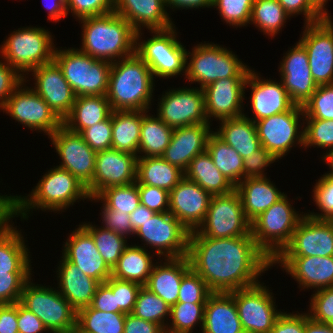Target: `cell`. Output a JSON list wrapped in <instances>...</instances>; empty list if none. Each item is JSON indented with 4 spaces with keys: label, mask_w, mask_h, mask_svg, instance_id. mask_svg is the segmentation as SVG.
I'll return each instance as SVG.
<instances>
[{
    "label": "cell",
    "mask_w": 333,
    "mask_h": 333,
    "mask_svg": "<svg viewBox=\"0 0 333 333\" xmlns=\"http://www.w3.org/2000/svg\"><path fill=\"white\" fill-rule=\"evenodd\" d=\"M325 155H322V160H324L323 162H326V164H328L329 168L331 169L327 174H333V148L329 151H326V153H324Z\"/></svg>",
    "instance_id": "75"
},
{
    "label": "cell",
    "mask_w": 333,
    "mask_h": 333,
    "mask_svg": "<svg viewBox=\"0 0 333 333\" xmlns=\"http://www.w3.org/2000/svg\"><path fill=\"white\" fill-rule=\"evenodd\" d=\"M148 112L142 111L138 157L162 156L170 143L174 129L166 125L158 116L146 114Z\"/></svg>",
    "instance_id": "41"
},
{
    "label": "cell",
    "mask_w": 333,
    "mask_h": 333,
    "mask_svg": "<svg viewBox=\"0 0 333 333\" xmlns=\"http://www.w3.org/2000/svg\"><path fill=\"white\" fill-rule=\"evenodd\" d=\"M220 124L214 133L242 158L250 156L261 147L256 124L246 114L221 120Z\"/></svg>",
    "instance_id": "34"
},
{
    "label": "cell",
    "mask_w": 333,
    "mask_h": 333,
    "mask_svg": "<svg viewBox=\"0 0 333 333\" xmlns=\"http://www.w3.org/2000/svg\"><path fill=\"white\" fill-rule=\"evenodd\" d=\"M313 201L321 213L307 214L315 219L331 220L333 218V174H323L313 189Z\"/></svg>",
    "instance_id": "53"
},
{
    "label": "cell",
    "mask_w": 333,
    "mask_h": 333,
    "mask_svg": "<svg viewBox=\"0 0 333 333\" xmlns=\"http://www.w3.org/2000/svg\"><path fill=\"white\" fill-rule=\"evenodd\" d=\"M12 195H0V231L14 218V200Z\"/></svg>",
    "instance_id": "69"
},
{
    "label": "cell",
    "mask_w": 333,
    "mask_h": 333,
    "mask_svg": "<svg viewBox=\"0 0 333 333\" xmlns=\"http://www.w3.org/2000/svg\"><path fill=\"white\" fill-rule=\"evenodd\" d=\"M154 211L147 208L145 205L140 204L131 214H130V224L134 232L143 225V223L154 215Z\"/></svg>",
    "instance_id": "72"
},
{
    "label": "cell",
    "mask_w": 333,
    "mask_h": 333,
    "mask_svg": "<svg viewBox=\"0 0 333 333\" xmlns=\"http://www.w3.org/2000/svg\"><path fill=\"white\" fill-rule=\"evenodd\" d=\"M51 2H49L50 5L49 3L47 4V2H43L44 7L49 11L47 16L48 20L57 22L60 21L61 18L67 16V0H53Z\"/></svg>",
    "instance_id": "71"
},
{
    "label": "cell",
    "mask_w": 333,
    "mask_h": 333,
    "mask_svg": "<svg viewBox=\"0 0 333 333\" xmlns=\"http://www.w3.org/2000/svg\"><path fill=\"white\" fill-rule=\"evenodd\" d=\"M52 37L50 31L41 27L18 28L0 45V58L16 69L26 81V75L33 69L54 59L56 47Z\"/></svg>",
    "instance_id": "6"
},
{
    "label": "cell",
    "mask_w": 333,
    "mask_h": 333,
    "mask_svg": "<svg viewBox=\"0 0 333 333\" xmlns=\"http://www.w3.org/2000/svg\"><path fill=\"white\" fill-rule=\"evenodd\" d=\"M204 308L205 304L194 303H176L171 306L169 322L172 320V323H167L165 333H192L198 324L203 328Z\"/></svg>",
    "instance_id": "48"
},
{
    "label": "cell",
    "mask_w": 333,
    "mask_h": 333,
    "mask_svg": "<svg viewBox=\"0 0 333 333\" xmlns=\"http://www.w3.org/2000/svg\"><path fill=\"white\" fill-rule=\"evenodd\" d=\"M31 275V273H0V304L19 302L23 287Z\"/></svg>",
    "instance_id": "55"
},
{
    "label": "cell",
    "mask_w": 333,
    "mask_h": 333,
    "mask_svg": "<svg viewBox=\"0 0 333 333\" xmlns=\"http://www.w3.org/2000/svg\"><path fill=\"white\" fill-rule=\"evenodd\" d=\"M302 108L304 118L333 120V84L318 86Z\"/></svg>",
    "instance_id": "49"
},
{
    "label": "cell",
    "mask_w": 333,
    "mask_h": 333,
    "mask_svg": "<svg viewBox=\"0 0 333 333\" xmlns=\"http://www.w3.org/2000/svg\"><path fill=\"white\" fill-rule=\"evenodd\" d=\"M211 293L202 277L190 269L182 278L177 303L205 304Z\"/></svg>",
    "instance_id": "52"
},
{
    "label": "cell",
    "mask_w": 333,
    "mask_h": 333,
    "mask_svg": "<svg viewBox=\"0 0 333 333\" xmlns=\"http://www.w3.org/2000/svg\"><path fill=\"white\" fill-rule=\"evenodd\" d=\"M251 87L250 104L253 122L290 110L295 103L290 99L282 81L261 79L258 73L250 70L245 88Z\"/></svg>",
    "instance_id": "26"
},
{
    "label": "cell",
    "mask_w": 333,
    "mask_h": 333,
    "mask_svg": "<svg viewBox=\"0 0 333 333\" xmlns=\"http://www.w3.org/2000/svg\"><path fill=\"white\" fill-rule=\"evenodd\" d=\"M90 306L93 309L107 313H124L119 306H117L116 294H113L111 288L105 282L98 285Z\"/></svg>",
    "instance_id": "65"
},
{
    "label": "cell",
    "mask_w": 333,
    "mask_h": 333,
    "mask_svg": "<svg viewBox=\"0 0 333 333\" xmlns=\"http://www.w3.org/2000/svg\"><path fill=\"white\" fill-rule=\"evenodd\" d=\"M31 280L25 283L19 302L42 321L49 333L76 327L77 311L58 289L36 285Z\"/></svg>",
    "instance_id": "11"
},
{
    "label": "cell",
    "mask_w": 333,
    "mask_h": 333,
    "mask_svg": "<svg viewBox=\"0 0 333 333\" xmlns=\"http://www.w3.org/2000/svg\"><path fill=\"white\" fill-rule=\"evenodd\" d=\"M124 333H165V330L157 323L143 320L129 313L126 314L124 321Z\"/></svg>",
    "instance_id": "67"
},
{
    "label": "cell",
    "mask_w": 333,
    "mask_h": 333,
    "mask_svg": "<svg viewBox=\"0 0 333 333\" xmlns=\"http://www.w3.org/2000/svg\"><path fill=\"white\" fill-rule=\"evenodd\" d=\"M102 213H100L102 224L105 229L114 231L125 237L128 235H134V230L130 224V214L118 212L117 210H111L102 204Z\"/></svg>",
    "instance_id": "62"
},
{
    "label": "cell",
    "mask_w": 333,
    "mask_h": 333,
    "mask_svg": "<svg viewBox=\"0 0 333 333\" xmlns=\"http://www.w3.org/2000/svg\"><path fill=\"white\" fill-rule=\"evenodd\" d=\"M202 333H245L231 293L212 292L205 303Z\"/></svg>",
    "instance_id": "32"
},
{
    "label": "cell",
    "mask_w": 333,
    "mask_h": 333,
    "mask_svg": "<svg viewBox=\"0 0 333 333\" xmlns=\"http://www.w3.org/2000/svg\"><path fill=\"white\" fill-rule=\"evenodd\" d=\"M76 96L106 95L112 63L78 48L55 49L54 59Z\"/></svg>",
    "instance_id": "7"
},
{
    "label": "cell",
    "mask_w": 333,
    "mask_h": 333,
    "mask_svg": "<svg viewBox=\"0 0 333 333\" xmlns=\"http://www.w3.org/2000/svg\"><path fill=\"white\" fill-rule=\"evenodd\" d=\"M276 158L263 146L250 156L243 158V180L246 178L266 177L264 171Z\"/></svg>",
    "instance_id": "59"
},
{
    "label": "cell",
    "mask_w": 333,
    "mask_h": 333,
    "mask_svg": "<svg viewBox=\"0 0 333 333\" xmlns=\"http://www.w3.org/2000/svg\"><path fill=\"white\" fill-rule=\"evenodd\" d=\"M210 125L195 124L175 128L161 157L185 172L191 160L206 151L208 138L214 132Z\"/></svg>",
    "instance_id": "28"
},
{
    "label": "cell",
    "mask_w": 333,
    "mask_h": 333,
    "mask_svg": "<svg viewBox=\"0 0 333 333\" xmlns=\"http://www.w3.org/2000/svg\"><path fill=\"white\" fill-rule=\"evenodd\" d=\"M154 78L150 67L135 52L112 62L106 94L112 110L149 111Z\"/></svg>",
    "instance_id": "2"
},
{
    "label": "cell",
    "mask_w": 333,
    "mask_h": 333,
    "mask_svg": "<svg viewBox=\"0 0 333 333\" xmlns=\"http://www.w3.org/2000/svg\"><path fill=\"white\" fill-rule=\"evenodd\" d=\"M114 12L129 22L136 32L142 27L153 31L175 25L167 13L165 0H115Z\"/></svg>",
    "instance_id": "29"
},
{
    "label": "cell",
    "mask_w": 333,
    "mask_h": 333,
    "mask_svg": "<svg viewBox=\"0 0 333 333\" xmlns=\"http://www.w3.org/2000/svg\"><path fill=\"white\" fill-rule=\"evenodd\" d=\"M213 0H165L166 8L171 9H197V8H211Z\"/></svg>",
    "instance_id": "70"
},
{
    "label": "cell",
    "mask_w": 333,
    "mask_h": 333,
    "mask_svg": "<svg viewBox=\"0 0 333 333\" xmlns=\"http://www.w3.org/2000/svg\"><path fill=\"white\" fill-rule=\"evenodd\" d=\"M105 283L111 288L113 294H116L117 306L125 314L132 313L142 285L114 277H110Z\"/></svg>",
    "instance_id": "54"
},
{
    "label": "cell",
    "mask_w": 333,
    "mask_h": 333,
    "mask_svg": "<svg viewBox=\"0 0 333 333\" xmlns=\"http://www.w3.org/2000/svg\"><path fill=\"white\" fill-rule=\"evenodd\" d=\"M253 4L254 0H213L212 7L229 26L240 28L249 24Z\"/></svg>",
    "instance_id": "51"
},
{
    "label": "cell",
    "mask_w": 333,
    "mask_h": 333,
    "mask_svg": "<svg viewBox=\"0 0 333 333\" xmlns=\"http://www.w3.org/2000/svg\"><path fill=\"white\" fill-rule=\"evenodd\" d=\"M18 302L0 304V333H18Z\"/></svg>",
    "instance_id": "68"
},
{
    "label": "cell",
    "mask_w": 333,
    "mask_h": 333,
    "mask_svg": "<svg viewBox=\"0 0 333 333\" xmlns=\"http://www.w3.org/2000/svg\"><path fill=\"white\" fill-rule=\"evenodd\" d=\"M125 318V313H107L87 306L77 311L76 327L82 333H124Z\"/></svg>",
    "instance_id": "43"
},
{
    "label": "cell",
    "mask_w": 333,
    "mask_h": 333,
    "mask_svg": "<svg viewBox=\"0 0 333 333\" xmlns=\"http://www.w3.org/2000/svg\"><path fill=\"white\" fill-rule=\"evenodd\" d=\"M302 122L307 124L303 128V148L315 146L323 149L328 148L327 151L333 148V120L304 118Z\"/></svg>",
    "instance_id": "50"
},
{
    "label": "cell",
    "mask_w": 333,
    "mask_h": 333,
    "mask_svg": "<svg viewBox=\"0 0 333 333\" xmlns=\"http://www.w3.org/2000/svg\"><path fill=\"white\" fill-rule=\"evenodd\" d=\"M206 151L218 170L235 187L243 180V158L214 132L208 138Z\"/></svg>",
    "instance_id": "42"
},
{
    "label": "cell",
    "mask_w": 333,
    "mask_h": 333,
    "mask_svg": "<svg viewBox=\"0 0 333 333\" xmlns=\"http://www.w3.org/2000/svg\"><path fill=\"white\" fill-rule=\"evenodd\" d=\"M328 325L333 329V319L328 323Z\"/></svg>",
    "instance_id": "77"
},
{
    "label": "cell",
    "mask_w": 333,
    "mask_h": 333,
    "mask_svg": "<svg viewBox=\"0 0 333 333\" xmlns=\"http://www.w3.org/2000/svg\"><path fill=\"white\" fill-rule=\"evenodd\" d=\"M292 47L283 56L278 71L290 99L296 105L303 106L318 85L311 75L308 53L304 46L298 41Z\"/></svg>",
    "instance_id": "22"
},
{
    "label": "cell",
    "mask_w": 333,
    "mask_h": 333,
    "mask_svg": "<svg viewBox=\"0 0 333 333\" xmlns=\"http://www.w3.org/2000/svg\"><path fill=\"white\" fill-rule=\"evenodd\" d=\"M33 72V73H32ZM35 83L32 89L63 121L71 112L76 95L63 76L58 64L52 60L31 71Z\"/></svg>",
    "instance_id": "21"
},
{
    "label": "cell",
    "mask_w": 333,
    "mask_h": 333,
    "mask_svg": "<svg viewBox=\"0 0 333 333\" xmlns=\"http://www.w3.org/2000/svg\"><path fill=\"white\" fill-rule=\"evenodd\" d=\"M3 60V61H2ZM0 60V109L5 106L11 94L25 81L16 69L4 59Z\"/></svg>",
    "instance_id": "61"
},
{
    "label": "cell",
    "mask_w": 333,
    "mask_h": 333,
    "mask_svg": "<svg viewBox=\"0 0 333 333\" xmlns=\"http://www.w3.org/2000/svg\"><path fill=\"white\" fill-rule=\"evenodd\" d=\"M251 233V222L246 218L241 198L234 189L224 195H213L207 214L189 237L230 238Z\"/></svg>",
    "instance_id": "10"
},
{
    "label": "cell",
    "mask_w": 333,
    "mask_h": 333,
    "mask_svg": "<svg viewBox=\"0 0 333 333\" xmlns=\"http://www.w3.org/2000/svg\"><path fill=\"white\" fill-rule=\"evenodd\" d=\"M184 176L197 183L212 196L228 194L235 189V186L214 165L207 151L198 154L191 160Z\"/></svg>",
    "instance_id": "38"
},
{
    "label": "cell",
    "mask_w": 333,
    "mask_h": 333,
    "mask_svg": "<svg viewBox=\"0 0 333 333\" xmlns=\"http://www.w3.org/2000/svg\"><path fill=\"white\" fill-rule=\"evenodd\" d=\"M310 2L324 17H331L327 11L328 9L325 8L328 0H310Z\"/></svg>",
    "instance_id": "74"
},
{
    "label": "cell",
    "mask_w": 333,
    "mask_h": 333,
    "mask_svg": "<svg viewBox=\"0 0 333 333\" xmlns=\"http://www.w3.org/2000/svg\"><path fill=\"white\" fill-rule=\"evenodd\" d=\"M14 217L28 219L32 209L58 212L66 210L80 199H90L87 188L68 170L50 168L27 196L13 195ZM78 200V201H77ZM28 212V213H27Z\"/></svg>",
    "instance_id": "4"
},
{
    "label": "cell",
    "mask_w": 333,
    "mask_h": 333,
    "mask_svg": "<svg viewBox=\"0 0 333 333\" xmlns=\"http://www.w3.org/2000/svg\"><path fill=\"white\" fill-rule=\"evenodd\" d=\"M25 82L27 81H23L11 94L2 110L26 128L44 132L49 137L63 121L31 87L26 86Z\"/></svg>",
    "instance_id": "16"
},
{
    "label": "cell",
    "mask_w": 333,
    "mask_h": 333,
    "mask_svg": "<svg viewBox=\"0 0 333 333\" xmlns=\"http://www.w3.org/2000/svg\"><path fill=\"white\" fill-rule=\"evenodd\" d=\"M230 292L237 307L245 333H270L277 317L282 313L276 308L272 292L264 283Z\"/></svg>",
    "instance_id": "14"
},
{
    "label": "cell",
    "mask_w": 333,
    "mask_h": 333,
    "mask_svg": "<svg viewBox=\"0 0 333 333\" xmlns=\"http://www.w3.org/2000/svg\"><path fill=\"white\" fill-rule=\"evenodd\" d=\"M140 203L150 210L158 212L169 211V192L150 185H138Z\"/></svg>",
    "instance_id": "60"
},
{
    "label": "cell",
    "mask_w": 333,
    "mask_h": 333,
    "mask_svg": "<svg viewBox=\"0 0 333 333\" xmlns=\"http://www.w3.org/2000/svg\"><path fill=\"white\" fill-rule=\"evenodd\" d=\"M332 17L304 24L299 42L308 53L311 75L315 83L333 84V22Z\"/></svg>",
    "instance_id": "18"
},
{
    "label": "cell",
    "mask_w": 333,
    "mask_h": 333,
    "mask_svg": "<svg viewBox=\"0 0 333 333\" xmlns=\"http://www.w3.org/2000/svg\"><path fill=\"white\" fill-rule=\"evenodd\" d=\"M187 258L211 292L230 293L253 286L273 266L251 233L230 238L189 237Z\"/></svg>",
    "instance_id": "1"
},
{
    "label": "cell",
    "mask_w": 333,
    "mask_h": 333,
    "mask_svg": "<svg viewBox=\"0 0 333 333\" xmlns=\"http://www.w3.org/2000/svg\"><path fill=\"white\" fill-rule=\"evenodd\" d=\"M151 33L153 36L144 41H141L143 33H136L135 53L150 67L155 79L185 76L187 50L176 38L175 25Z\"/></svg>",
    "instance_id": "9"
},
{
    "label": "cell",
    "mask_w": 333,
    "mask_h": 333,
    "mask_svg": "<svg viewBox=\"0 0 333 333\" xmlns=\"http://www.w3.org/2000/svg\"><path fill=\"white\" fill-rule=\"evenodd\" d=\"M162 262L154 264L145 287L171 307L178 302L182 278L191 267L187 256L165 258Z\"/></svg>",
    "instance_id": "31"
},
{
    "label": "cell",
    "mask_w": 333,
    "mask_h": 333,
    "mask_svg": "<svg viewBox=\"0 0 333 333\" xmlns=\"http://www.w3.org/2000/svg\"><path fill=\"white\" fill-rule=\"evenodd\" d=\"M18 333H43L48 330L42 321L30 310L18 302Z\"/></svg>",
    "instance_id": "66"
},
{
    "label": "cell",
    "mask_w": 333,
    "mask_h": 333,
    "mask_svg": "<svg viewBox=\"0 0 333 333\" xmlns=\"http://www.w3.org/2000/svg\"><path fill=\"white\" fill-rule=\"evenodd\" d=\"M302 118L304 119L303 108L301 105L295 104L286 112L256 121L255 124L261 146L268 150L278 161L287 155L286 153L295 144L303 147V126L305 124L300 122Z\"/></svg>",
    "instance_id": "13"
},
{
    "label": "cell",
    "mask_w": 333,
    "mask_h": 333,
    "mask_svg": "<svg viewBox=\"0 0 333 333\" xmlns=\"http://www.w3.org/2000/svg\"><path fill=\"white\" fill-rule=\"evenodd\" d=\"M82 23V48L96 59L115 62L135 52L136 31L116 12L79 19Z\"/></svg>",
    "instance_id": "3"
},
{
    "label": "cell",
    "mask_w": 333,
    "mask_h": 333,
    "mask_svg": "<svg viewBox=\"0 0 333 333\" xmlns=\"http://www.w3.org/2000/svg\"><path fill=\"white\" fill-rule=\"evenodd\" d=\"M82 226L91 234L100 255L107 266L112 270L121 254L128 246L126 239L128 237L105 229L102 226H93L90 222L82 223Z\"/></svg>",
    "instance_id": "45"
},
{
    "label": "cell",
    "mask_w": 333,
    "mask_h": 333,
    "mask_svg": "<svg viewBox=\"0 0 333 333\" xmlns=\"http://www.w3.org/2000/svg\"><path fill=\"white\" fill-rule=\"evenodd\" d=\"M287 19L289 15L278 0H254L249 24H255L260 32L275 37Z\"/></svg>",
    "instance_id": "44"
},
{
    "label": "cell",
    "mask_w": 333,
    "mask_h": 333,
    "mask_svg": "<svg viewBox=\"0 0 333 333\" xmlns=\"http://www.w3.org/2000/svg\"><path fill=\"white\" fill-rule=\"evenodd\" d=\"M111 123L112 148L138 156L142 111L114 110Z\"/></svg>",
    "instance_id": "40"
},
{
    "label": "cell",
    "mask_w": 333,
    "mask_h": 333,
    "mask_svg": "<svg viewBox=\"0 0 333 333\" xmlns=\"http://www.w3.org/2000/svg\"><path fill=\"white\" fill-rule=\"evenodd\" d=\"M270 333H305V313L282 312Z\"/></svg>",
    "instance_id": "64"
},
{
    "label": "cell",
    "mask_w": 333,
    "mask_h": 333,
    "mask_svg": "<svg viewBox=\"0 0 333 333\" xmlns=\"http://www.w3.org/2000/svg\"><path fill=\"white\" fill-rule=\"evenodd\" d=\"M276 264L303 289L333 287V256L276 257L272 265Z\"/></svg>",
    "instance_id": "27"
},
{
    "label": "cell",
    "mask_w": 333,
    "mask_h": 333,
    "mask_svg": "<svg viewBox=\"0 0 333 333\" xmlns=\"http://www.w3.org/2000/svg\"><path fill=\"white\" fill-rule=\"evenodd\" d=\"M308 315L315 321L329 323L333 319V287L314 290Z\"/></svg>",
    "instance_id": "57"
},
{
    "label": "cell",
    "mask_w": 333,
    "mask_h": 333,
    "mask_svg": "<svg viewBox=\"0 0 333 333\" xmlns=\"http://www.w3.org/2000/svg\"><path fill=\"white\" fill-rule=\"evenodd\" d=\"M289 17L303 14L304 24L318 22L325 17L311 4L310 0H278Z\"/></svg>",
    "instance_id": "63"
},
{
    "label": "cell",
    "mask_w": 333,
    "mask_h": 333,
    "mask_svg": "<svg viewBox=\"0 0 333 333\" xmlns=\"http://www.w3.org/2000/svg\"><path fill=\"white\" fill-rule=\"evenodd\" d=\"M158 100L157 116L172 129L210 124L205 116V95L200 88L169 89Z\"/></svg>",
    "instance_id": "17"
},
{
    "label": "cell",
    "mask_w": 333,
    "mask_h": 333,
    "mask_svg": "<svg viewBox=\"0 0 333 333\" xmlns=\"http://www.w3.org/2000/svg\"><path fill=\"white\" fill-rule=\"evenodd\" d=\"M114 7L115 0H67V14L70 11L77 20L114 12Z\"/></svg>",
    "instance_id": "56"
},
{
    "label": "cell",
    "mask_w": 333,
    "mask_h": 333,
    "mask_svg": "<svg viewBox=\"0 0 333 333\" xmlns=\"http://www.w3.org/2000/svg\"><path fill=\"white\" fill-rule=\"evenodd\" d=\"M54 333H82V332L77 327H74L69 330H64V331L54 332Z\"/></svg>",
    "instance_id": "76"
},
{
    "label": "cell",
    "mask_w": 333,
    "mask_h": 333,
    "mask_svg": "<svg viewBox=\"0 0 333 333\" xmlns=\"http://www.w3.org/2000/svg\"><path fill=\"white\" fill-rule=\"evenodd\" d=\"M246 218L252 222L285 194L267 177L246 178L236 187Z\"/></svg>",
    "instance_id": "33"
},
{
    "label": "cell",
    "mask_w": 333,
    "mask_h": 333,
    "mask_svg": "<svg viewBox=\"0 0 333 333\" xmlns=\"http://www.w3.org/2000/svg\"><path fill=\"white\" fill-rule=\"evenodd\" d=\"M132 314L143 320L157 323L165 330L167 325L166 319L169 320L167 317H170V307L158 295L152 293L145 286H142Z\"/></svg>",
    "instance_id": "47"
},
{
    "label": "cell",
    "mask_w": 333,
    "mask_h": 333,
    "mask_svg": "<svg viewBox=\"0 0 333 333\" xmlns=\"http://www.w3.org/2000/svg\"><path fill=\"white\" fill-rule=\"evenodd\" d=\"M147 251L140 245H128L111 270V277L145 286L155 263Z\"/></svg>",
    "instance_id": "39"
},
{
    "label": "cell",
    "mask_w": 333,
    "mask_h": 333,
    "mask_svg": "<svg viewBox=\"0 0 333 333\" xmlns=\"http://www.w3.org/2000/svg\"><path fill=\"white\" fill-rule=\"evenodd\" d=\"M298 213V214H297ZM305 215L299 214L285 194L251 222L257 246L273 261L291 241L293 232Z\"/></svg>",
    "instance_id": "8"
},
{
    "label": "cell",
    "mask_w": 333,
    "mask_h": 333,
    "mask_svg": "<svg viewBox=\"0 0 333 333\" xmlns=\"http://www.w3.org/2000/svg\"><path fill=\"white\" fill-rule=\"evenodd\" d=\"M212 195L185 176L169 192V212L190 232L203 222Z\"/></svg>",
    "instance_id": "23"
},
{
    "label": "cell",
    "mask_w": 333,
    "mask_h": 333,
    "mask_svg": "<svg viewBox=\"0 0 333 333\" xmlns=\"http://www.w3.org/2000/svg\"><path fill=\"white\" fill-rule=\"evenodd\" d=\"M184 177V172L161 156L138 157L136 183L150 185L170 192Z\"/></svg>",
    "instance_id": "37"
},
{
    "label": "cell",
    "mask_w": 333,
    "mask_h": 333,
    "mask_svg": "<svg viewBox=\"0 0 333 333\" xmlns=\"http://www.w3.org/2000/svg\"><path fill=\"white\" fill-rule=\"evenodd\" d=\"M138 156L110 148L98 151L93 176V197L112 186L136 182Z\"/></svg>",
    "instance_id": "24"
},
{
    "label": "cell",
    "mask_w": 333,
    "mask_h": 333,
    "mask_svg": "<svg viewBox=\"0 0 333 333\" xmlns=\"http://www.w3.org/2000/svg\"><path fill=\"white\" fill-rule=\"evenodd\" d=\"M247 77H228L212 82L203 88L205 116L208 123L216 120L237 118L244 115L243 100ZM243 112V113H242Z\"/></svg>",
    "instance_id": "20"
},
{
    "label": "cell",
    "mask_w": 333,
    "mask_h": 333,
    "mask_svg": "<svg viewBox=\"0 0 333 333\" xmlns=\"http://www.w3.org/2000/svg\"><path fill=\"white\" fill-rule=\"evenodd\" d=\"M112 112L106 95L76 96L63 125L73 132L81 133L84 129L108 119Z\"/></svg>",
    "instance_id": "36"
},
{
    "label": "cell",
    "mask_w": 333,
    "mask_h": 333,
    "mask_svg": "<svg viewBox=\"0 0 333 333\" xmlns=\"http://www.w3.org/2000/svg\"><path fill=\"white\" fill-rule=\"evenodd\" d=\"M333 256V223L307 213L293 232L291 241L277 257Z\"/></svg>",
    "instance_id": "19"
},
{
    "label": "cell",
    "mask_w": 333,
    "mask_h": 333,
    "mask_svg": "<svg viewBox=\"0 0 333 333\" xmlns=\"http://www.w3.org/2000/svg\"><path fill=\"white\" fill-rule=\"evenodd\" d=\"M240 60L230 49L204 41L186 52L185 77L200 89L219 79L247 77L251 69Z\"/></svg>",
    "instance_id": "5"
},
{
    "label": "cell",
    "mask_w": 333,
    "mask_h": 333,
    "mask_svg": "<svg viewBox=\"0 0 333 333\" xmlns=\"http://www.w3.org/2000/svg\"><path fill=\"white\" fill-rule=\"evenodd\" d=\"M11 224L0 231V273H32L30 251L21 232Z\"/></svg>",
    "instance_id": "35"
},
{
    "label": "cell",
    "mask_w": 333,
    "mask_h": 333,
    "mask_svg": "<svg viewBox=\"0 0 333 333\" xmlns=\"http://www.w3.org/2000/svg\"><path fill=\"white\" fill-rule=\"evenodd\" d=\"M190 231L169 211L154 213L134 235L145 245L155 249L159 258H180L187 256Z\"/></svg>",
    "instance_id": "12"
},
{
    "label": "cell",
    "mask_w": 333,
    "mask_h": 333,
    "mask_svg": "<svg viewBox=\"0 0 333 333\" xmlns=\"http://www.w3.org/2000/svg\"><path fill=\"white\" fill-rule=\"evenodd\" d=\"M61 258L56 271L58 291L76 311L90 306L100 282L85 275L63 256Z\"/></svg>",
    "instance_id": "30"
},
{
    "label": "cell",
    "mask_w": 333,
    "mask_h": 333,
    "mask_svg": "<svg viewBox=\"0 0 333 333\" xmlns=\"http://www.w3.org/2000/svg\"><path fill=\"white\" fill-rule=\"evenodd\" d=\"M80 134L95 152L112 148L111 116L102 122L84 129Z\"/></svg>",
    "instance_id": "58"
},
{
    "label": "cell",
    "mask_w": 333,
    "mask_h": 333,
    "mask_svg": "<svg viewBox=\"0 0 333 333\" xmlns=\"http://www.w3.org/2000/svg\"><path fill=\"white\" fill-rule=\"evenodd\" d=\"M63 245L62 256L85 275L100 283L111 277V269L100 255L93 237L81 224L72 231Z\"/></svg>",
    "instance_id": "25"
},
{
    "label": "cell",
    "mask_w": 333,
    "mask_h": 333,
    "mask_svg": "<svg viewBox=\"0 0 333 333\" xmlns=\"http://www.w3.org/2000/svg\"><path fill=\"white\" fill-rule=\"evenodd\" d=\"M48 138L51 139L59 159L58 167L68 170L93 197V176L95 173V152L83 139L80 133L69 130L63 124Z\"/></svg>",
    "instance_id": "15"
},
{
    "label": "cell",
    "mask_w": 333,
    "mask_h": 333,
    "mask_svg": "<svg viewBox=\"0 0 333 333\" xmlns=\"http://www.w3.org/2000/svg\"><path fill=\"white\" fill-rule=\"evenodd\" d=\"M305 333H333V329L327 323L313 320L306 312Z\"/></svg>",
    "instance_id": "73"
},
{
    "label": "cell",
    "mask_w": 333,
    "mask_h": 333,
    "mask_svg": "<svg viewBox=\"0 0 333 333\" xmlns=\"http://www.w3.org/2000/svg\"><path fill=\"white\" fill-rule=\"evenodd\" d=\"M91 201H100L111 210L131 214L141 203L138 192V184L132 183L125 186H112L102 190L96 197H90Z\"/></svg>",
    "instance_id": "46"
}]
</instances>
